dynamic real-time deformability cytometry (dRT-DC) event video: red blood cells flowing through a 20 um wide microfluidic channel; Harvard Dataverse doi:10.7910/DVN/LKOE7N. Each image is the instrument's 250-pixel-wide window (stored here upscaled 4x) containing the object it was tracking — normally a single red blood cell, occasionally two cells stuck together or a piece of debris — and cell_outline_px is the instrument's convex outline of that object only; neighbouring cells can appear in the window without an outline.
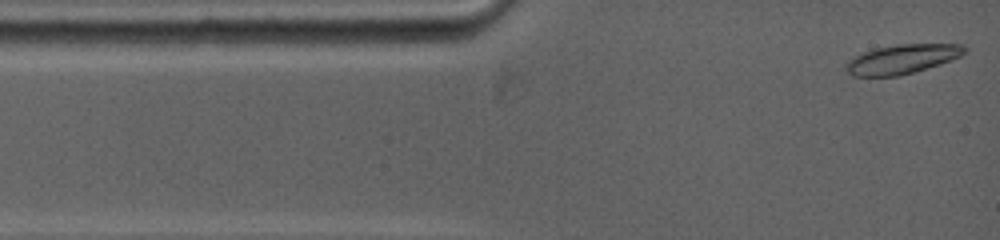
{"species": "common noctule bat (a hibernating species)", "species_latin": "Nyctalus noctula", "temperature_condition": "warm", "stored_images_in_passage": 12, "camera_frame_rate_fps": 5000, "um_per_image_px": 0.085, "animal": {"sex": "female", "body_mass_g": 19.0, "forearm_length_mm": 53.3}, "frame": {"image": 1, "passage_image": 1, "time_ms": 0.0, "image_size_px": [1000, 240], "cell_outline_px": [[968, 52], [952, 60], [940, 64], [900, 76], [852, 76], [844, 68], [844, 64], [848, 60], [864, 52], [876, 48], [900, 44], [964, 44], [968, 48]], "centroid_in_image_um": [76.71, 5.02], "position_along_channel_um": 8.3, "area_um2": 20.35}}
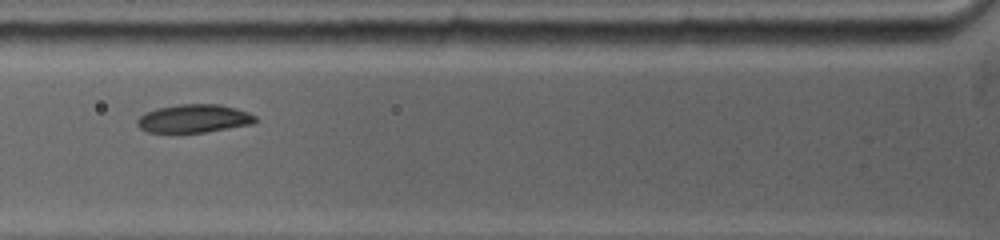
{"frame": {"image": 2, "passage_image": 7, "time_ms": 3.8, "image_size_px": [1000, 240], "cell_outline_px": [[256, 120], [252, 124], [204, 132], [148, 132], [140, 128], [136, 124], [136, 120], [144, 112], [156, 108], [176, 104], [220, 104], [236, 108], [248, 112], [256, 116]], "centroid_in_image_um": [16.45, 10.06], "position_along_channel_um": 109.3, "area_um2": 19.48}}
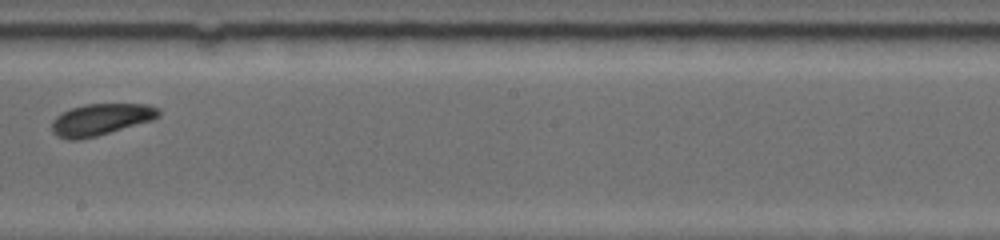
{"frame": {"image": 3, "passage_image": 11, "time_ms": 7.2, "image_size_px": [1000, 240], "cell_outline_px": [[160, 116], [152, 120], [96, 136], [80, 140], [68, 140], [56, 136], [52, 132], [52, 120], [60, 112], [84, 104], [148, 104], [160, 108]], "centroid_in_image_um": [8.55, 10.15], "position_along_channel_um": 239.7, "area_um2": 19.83}}